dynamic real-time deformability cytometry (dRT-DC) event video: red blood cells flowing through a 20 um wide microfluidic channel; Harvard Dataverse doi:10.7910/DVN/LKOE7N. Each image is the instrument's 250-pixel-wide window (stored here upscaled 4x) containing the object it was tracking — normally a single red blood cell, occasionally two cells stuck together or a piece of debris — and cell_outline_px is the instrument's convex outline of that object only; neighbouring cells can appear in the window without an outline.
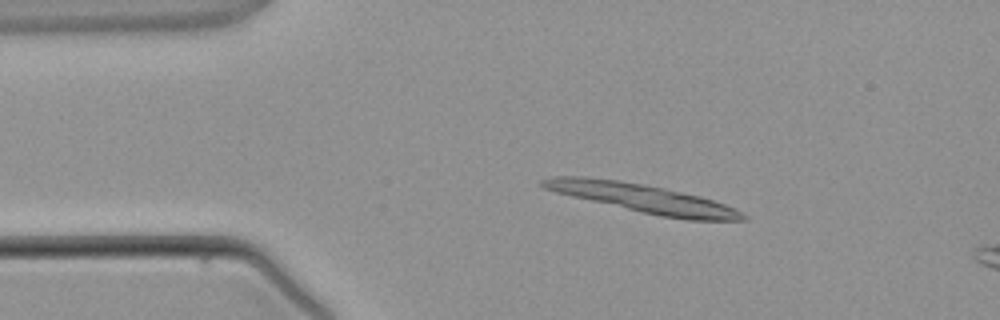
{"species": "common noctule bat (a hibernating species)", "species_latin": "Nyctalus noctula", "temperature_condition": "warm", "stored_images_in_passage": 3, "camera_frame_rate_fps": 3000, "um_per_image_px": 0.085, "animal": {"sex": "male", "body_mass_g": 21.5, "forearm_length_mm": 52.0}, "frame": {"image": 1, "passage_image": 1, "time_ms": 0.0, "image_size_px": [1000, 320], "cell_outline_px": [[748, 220], [688, 220], [660, 216], [640, 212], [572, 196], [556, 192], [544, 188], [540, 184], [540, 180], [556, 176], [584, 176], [620, 180], [644, 184], [664, 188], [700, 196], [736, 208], [748, 216]], "centroid_in_image_um": [54.67, 16.85], "position_along_channel_um": 30.3, "area_um2": 33.12}}